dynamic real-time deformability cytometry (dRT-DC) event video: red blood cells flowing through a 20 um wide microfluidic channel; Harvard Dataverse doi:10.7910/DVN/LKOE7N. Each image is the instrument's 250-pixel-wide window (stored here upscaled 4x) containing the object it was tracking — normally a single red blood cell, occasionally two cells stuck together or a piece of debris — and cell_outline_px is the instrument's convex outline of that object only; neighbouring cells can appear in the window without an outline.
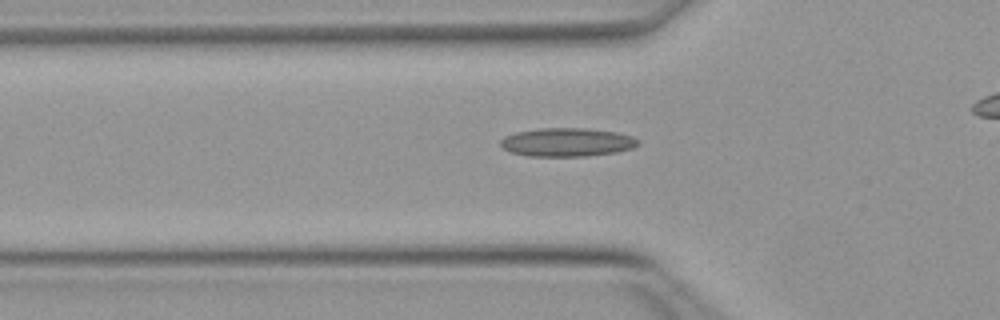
{"species": "Egyptian fruit bat (a non-hibernating species)", "species_latin": "Rousettus aegyptiacus", "temperature_condition": "warm", "stored_images_in_passage": 37, "camera_frame_rate_fps": 3000, "um_per_image_px": 0.085, "animal": {"sex": "female"}, "frame": {"image": 1, "passage_image": 12, "time_ms": 3.667, "image_size_px": [1000, 320], "cell_outline_px": [[640, 144], [632, 148], [616, 152], [584, 156], [528, 156], [512, 152], [504, 148], [500, 144], [500, 140], [504, 136], [516, 132], [540, 128], [584, 128], [616, 132], [632, 136], [640, 140]], "centroid_in_image_um": [48.21, 12.08], "position_along_channel_um": 77.6, "area_um2": 22.83}}
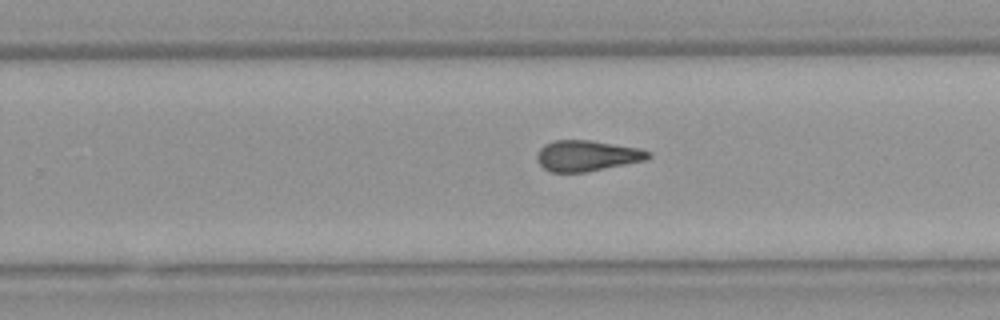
{"frame": {"image": 2, "passage_image": 27, "time_ms": 8.667, "image_size_px": [1000, 320], "cell_outline_px": [[652, 156], [648, 160], [584, 172], [552, 172], [544, 168], [536, 160], [536, 156], [540, 148], [544, 144], [556, 140], [588, 140], [640, 148], [652, 152]], "centroid_in_image_um": [49.92, 13.23], "position_along_channel_um": 279.9, "area_um2": 20.0}}
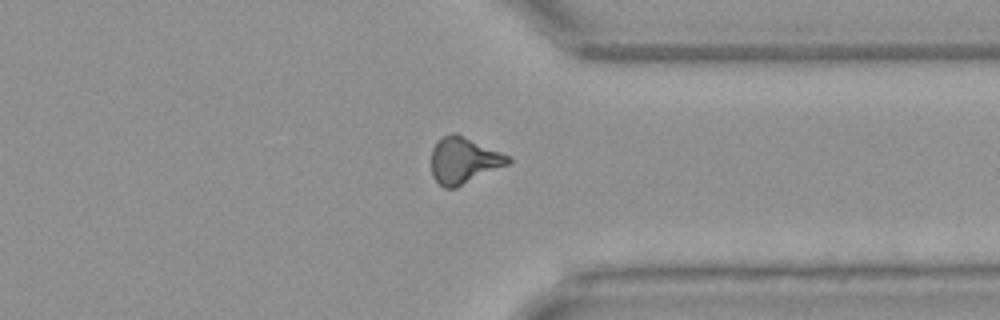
{"frame": {"image": 3, "passage_image": 34, "time_ms": 11.0, "image_size_px": [1000, 320], "cell_outline_px": [[512, 160], [508, 164], [456, 188], [444, 188], [432, 176], [432, 148], [436, 140], [452, 132], [456, 132], [508, 156]], "centroid_in_image_um": [39.38, 13.63], "position_along_channel_um": 372.0, "area_um2": 20.52}}